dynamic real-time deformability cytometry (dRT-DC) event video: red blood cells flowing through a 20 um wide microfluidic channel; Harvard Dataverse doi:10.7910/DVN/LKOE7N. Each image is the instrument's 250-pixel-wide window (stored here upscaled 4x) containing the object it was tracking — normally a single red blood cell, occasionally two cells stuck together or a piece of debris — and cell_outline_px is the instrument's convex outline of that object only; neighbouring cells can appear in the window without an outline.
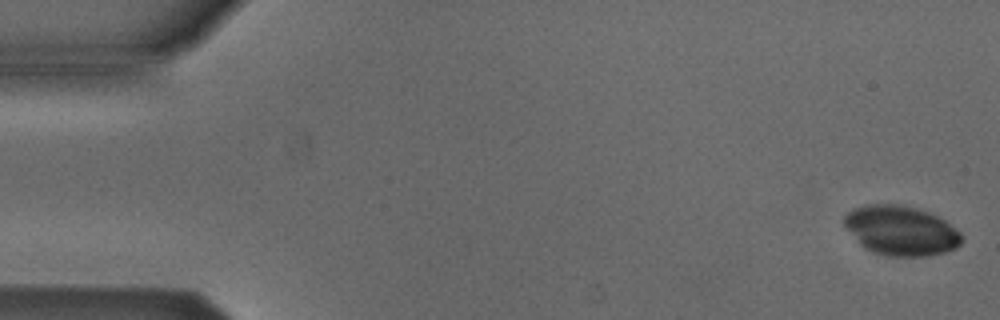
{"species": "Egyptian fruit bat (a non-hibernating species)", "species_latin": "Rousettus aegyptiacus", "temperature_condition": "cold", "stored_images_in_passage": 48, "camera_frame_rate_fps": 3000, "um_per_image_px": 0.085, "animal": {"sex": "male"}, "frame": {"image": 1, "passage_image": 2, "time_ms": 0.333, "image_size_px": [1000, 320], "cell_outline_px": [[964, 240], [956, 248], [944, 252], [928, 256], [884, 256], [872, 252], [864, 248], [860, 244], [844, 224], [844, 216], [852, 208], [864, 204], [900, 204], [916, 208], [928, 212], [944, 220], [960, 232], [964, 236]], "centroid_in_image_um": [76.58, 19.6], "position_along_channel_um": 8.4, "area_um2": 34.1}}
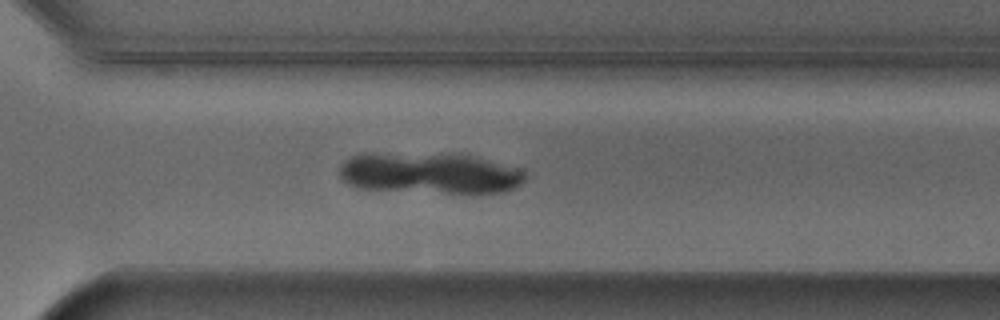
{"frame": {"image": 2, "passage_image": 38, "time_ms": 12.333, "image_size_px": [1000, 320], "cell_outline_px": [[524, 180], [520, 184], [504, 192], [444, 192], [360, 188], [348, 184], [340, 176], [340, 164], [344, 160], [352, 156], [364, 152], [368, 152], [472, 156], [516, 168], [524, 172]], "centroid_in_image_um": [36.42, 14.71], "position_along_channel_um": 334.2, "area_um2": 43.47}}
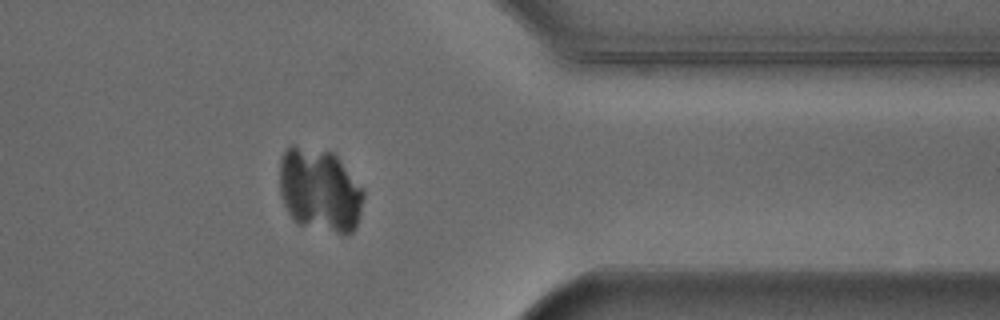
{"frame": {"image": 3, "passage_image": 43, "time_ms": 14.0, "image_size_px": [1000, 320], "cell_outline_px": [[364, 196], [356, 228], [352, 232], [344, 236], [296, 224], [288, 212], [284, 204], [280, 192], [280, 156], [292, 144], [332, 152], [336, 156], [364, 188]], "centroid_in_image_um": [27.18, 16.19], "position_along_channel_um": 384.2, "area_um2": 41.5}}